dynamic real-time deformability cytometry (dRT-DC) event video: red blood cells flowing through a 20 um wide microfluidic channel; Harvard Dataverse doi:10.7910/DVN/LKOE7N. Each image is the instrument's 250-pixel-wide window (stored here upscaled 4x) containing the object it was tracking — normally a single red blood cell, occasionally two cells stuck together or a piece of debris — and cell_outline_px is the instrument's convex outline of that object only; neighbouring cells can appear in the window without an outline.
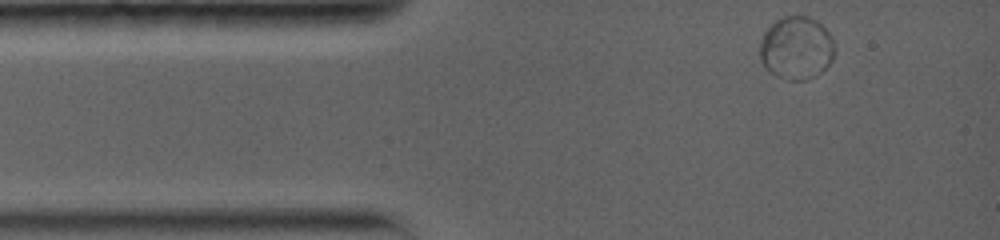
{"species": "common noctule bat (a hibernating species)", "species_latin": "Nyctalus noctula", "temperature_condition": "warm", "stored_images_in_passage": 47, "camera_frame_rate_fps": 5000, "um_per_image_px": 0.085, "animal": {"sex": "female", "body_mass_g": 19.0, "forearm_length_mm": 56.7}, "frame": {"image": 1, "passage_image": 1, "time_ms": 0.0, "image_size_px": [1000, 240], "cell_outline_px": [[832, 60], [816, 76], [808, 80], [788, 80], [768, 72], [764, 68], [760, 60], [760, 44], [764, 32], [776, 20], [784, 16], [804, 16], [816, 20], [832, 36]], "centroid_in_image_um": [67.65, 4.1], "position_along_channel_um": 17.4, "area_um2": 27.28}}
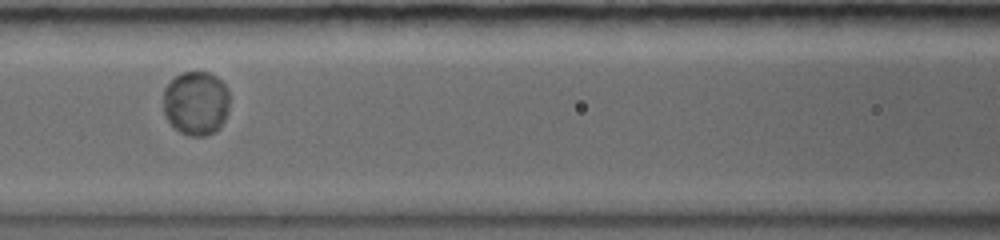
{"frame": {"image": 2, "passage_image": 27, "time_ms": 4.8, "image_size_px": [1000, 240], "cell_outline_px": [[228, 112], [220, 128], [216, 132], [204, 136], [188, 136], [180, 132], [168, 120], [164, 112], [164, 88], [176, 76], [184, 72], [208, 72], [216, 76], [224, 84], [228, 92]], "centroid_in_image_um": [16.67, 8.78], "position_along_channel_um": 149.9, "area_um2": 24.74}}
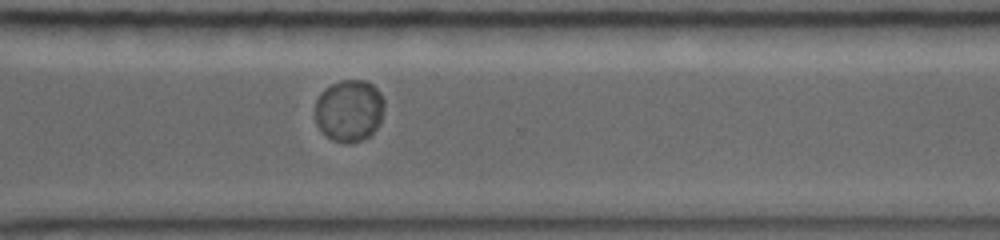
{"frame": {"image": 3, "passage_image": 46, "time_ms": 10.0, "image_size_px": [1000, 240], "cell_outline_px": [[384, 108], [380, 124], [368, 136], [352, 144], [348, 144], [332, 140], [316, 124], [316, 100], [320, 92], [324, 88], [340, 80], [364, 80], [372, 84], [380, 92], [384, 100]], "centroid_in_image_um": [29.69, 9.38], "position_along_channel_um": 340.9, "area_um2": 25.09}}